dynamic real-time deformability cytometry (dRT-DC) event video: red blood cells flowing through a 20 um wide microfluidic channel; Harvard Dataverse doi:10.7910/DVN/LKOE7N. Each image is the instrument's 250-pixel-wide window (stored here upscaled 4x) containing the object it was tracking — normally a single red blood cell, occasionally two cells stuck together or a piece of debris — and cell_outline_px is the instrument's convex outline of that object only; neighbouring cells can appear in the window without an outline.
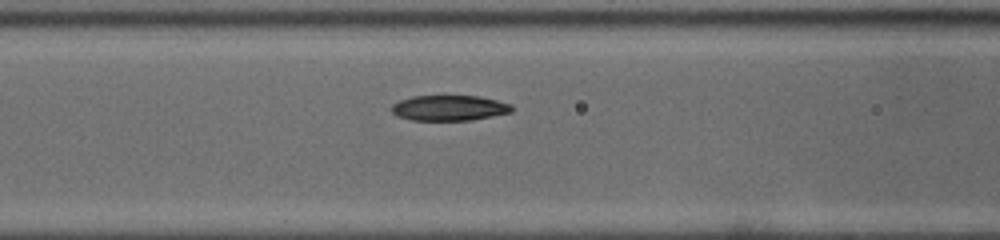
{"species": "common noctule bat (a hibernating species)", "species_latin": "Nyctalus noctula", "temperature_condition": "cold", "stored_images_in_passage": 19, "camera_frame_rate_fps": 3000, "um_per_image_px": 0.085, "animal": {"sex": "male", "body_mass_g": 19.0, "forearm_length_mm": 50.8}, "frame": {"image": 1, "passage_image": 14, "time_ms": 4.333, "image_size_px": [1000, 240], "cell_outline_px": [[512, 112], [472, 120], [412, 120], [396, 116], [392, 112], [392, 104], [400, 100], [412, 96], [480, 96], [512, 104]], "centroid_in_image_um": [38.18, 9.17], "position_along_channel_um": 128.4, "area_um2": 17.8}}